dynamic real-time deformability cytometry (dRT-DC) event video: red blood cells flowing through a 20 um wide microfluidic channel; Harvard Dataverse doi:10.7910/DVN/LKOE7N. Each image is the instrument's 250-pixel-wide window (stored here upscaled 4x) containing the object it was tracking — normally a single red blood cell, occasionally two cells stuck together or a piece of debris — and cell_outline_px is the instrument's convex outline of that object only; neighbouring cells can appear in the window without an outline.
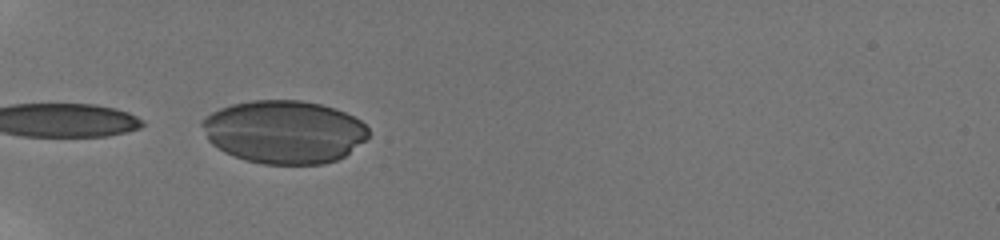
{"species": "human", "species_latin": "Homo sapiens", "temperature_condition": "room temperature", "stored_images_in_passage": 12, "camera_frame_rate_fps": 3000, "um_per_image_px": 0.085, "donor": {"sex": "male"}, "frame": {"image": 1, "passage_image": 1, "time_ms": 0.0, "image_size_px": [1000, 240], "cell_outline_px": [[368, 136], [364, 140], [344, 156], [336, 160], [324, 164], [264, 164], [244, 160], [232, 156], [224, 152], [212, 144], [208, 140], [200, 124], [200, 120], [204, 116], [220, 108], [232, 104], [252, 100], [300, 100], [320, 104], [336, 108], [360, 120], [368, 128]], "centroid_in_image_um": [24.11, 11.21], "position_along_channel_um": 60.9, "area_um2": 61.33}}